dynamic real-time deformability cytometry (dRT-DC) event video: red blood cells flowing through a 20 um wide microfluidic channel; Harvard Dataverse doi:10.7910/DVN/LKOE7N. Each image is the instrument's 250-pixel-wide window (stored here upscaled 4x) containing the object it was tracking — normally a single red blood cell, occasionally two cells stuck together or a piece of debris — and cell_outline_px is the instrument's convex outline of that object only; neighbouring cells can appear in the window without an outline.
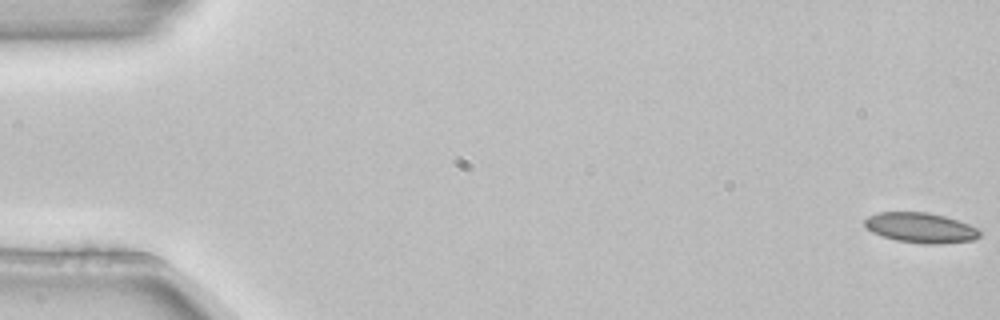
{"species": "common noctule bat (a hibernating species)", "species_latin": "Nyctalus noctula", "temperature_condition": "room temperature", "stored_images_in_passage": 6, "camera_frame_rate_fps": 3000, "um_per_image_px": 0.085, "animal": {"sex": "female", "body_mass_g": 22.7, "forearm_length_mm": 54.2}, "frame": {"image": 1, "passage_image": 1, "time_ms": 0.0, "image_size_px": [1000, 320], "cell_outline_px": [[984, 232], [980, 236], [972, 240], [936, 244], [924, 244], [896, 240], [872, 232], [864, 224], [864, 220], [868, 216], [876, 212], [928, 212], [944, 216], [968, 224]], "centroid_in_image_um": [78.25, 19.35], "position_along_channel_um": 6.7, "area_um2": 20.11}}
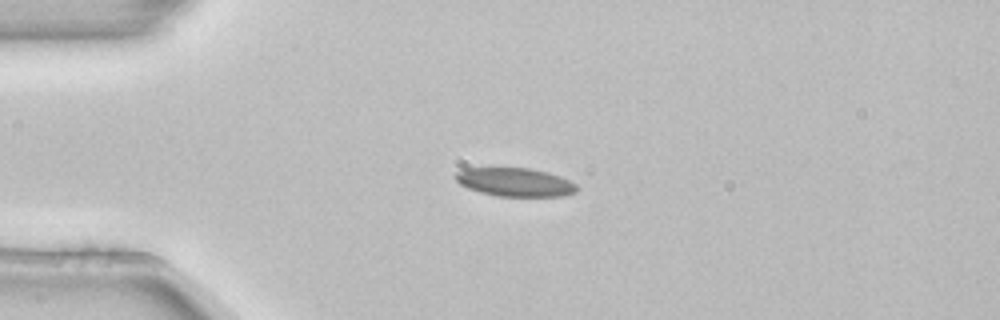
{"frame": {"image": 2, "passage_image": 4, "time_ms": 1.0, "image_size_px": [1000, 320], "cell_outline_px": [[576, 192], [564, 196], [496, 196], [480, 192], [468, 188], [460, 184], [452, 176], [456, 172], [464, 168], [528, 168], [548, 172], [560, 176], [576, 184]], "centroid_in_image_um": [43.74, 15.48], "position_along_channel_um": 41.3, "area_um2": 20.17}}